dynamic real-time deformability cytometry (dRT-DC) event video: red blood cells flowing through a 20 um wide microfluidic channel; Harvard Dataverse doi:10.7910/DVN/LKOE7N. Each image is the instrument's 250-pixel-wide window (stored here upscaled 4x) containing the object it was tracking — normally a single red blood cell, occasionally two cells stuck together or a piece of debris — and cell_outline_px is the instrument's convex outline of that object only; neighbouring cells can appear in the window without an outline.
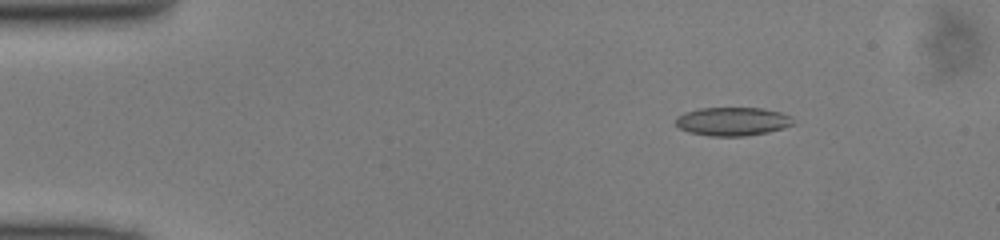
{"species": "common noctule bat (a hibernating species)", "species_latin": "Nyctalus noctula", "temperature_condition": "cold", "stored_images_in_passage": 44, "camera_frame_rate_fps": 3000, "um_per_image_px": 0.085, "animal": {"sex": "male", "body_mass_g": 13.0, "forearm_length_mm": 53.1}, "frame": {"image": 1, "passage_image": 2, "time_ms": 0.333, "image_size_px": [1000, 240], "cell_outline_px": [[796, 124], [784, 128], [768, 132], [748, 136], [708, 136], [688, 132], [680, 128], [676, 124], [676, 116], [684, 112], [700, 108], [764, 108], [780, 112], [792, 116]], "centroid_in_image_um": [62.3, 10.32], "position_along_channel_um": 22.7, "area_um2": 19.83}}
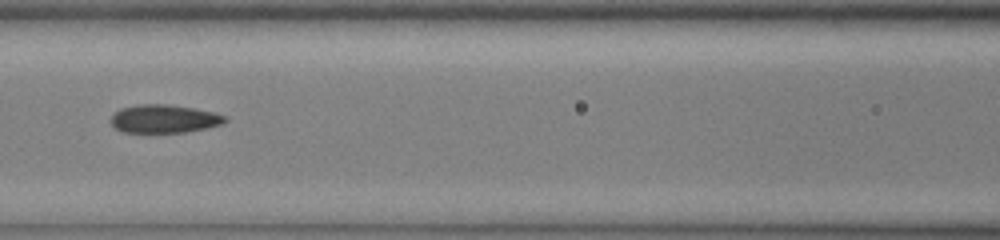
{"frame": {"image": 2, "passage_image": 17, "time_ms": 5.333, "image_size_px": [1000, 240], "cell_outline_px": [[228, 120], [224, 124], [208, 128], [184, 132], [124, 132], [116, 128], [112, 124], [112, 116], [120, 108], [140, 104], [164, 104], [196, 108], [228, 116]], "centroid_in_image_um": [14.02, 10.09], "position_along_channel_um": 152.6, "area_um2": 18.79}}
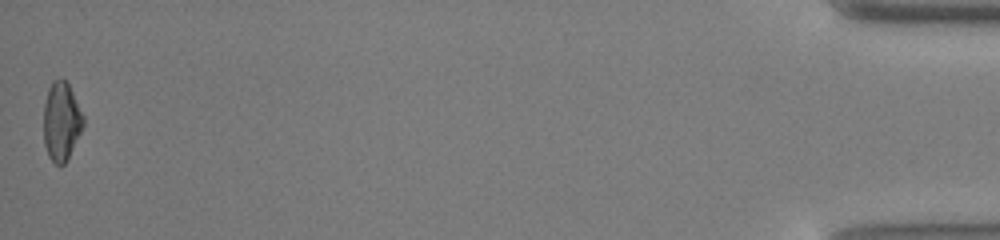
{"frame": {"image": 3, "passage_image": 44, "time_ms": 14.333, "image_size_px": [1000, 240], "cell_outline_px": [[84, 124], [68, 160], [60, 168], [48, 156], [44, 144], [44, 104], [48, 88], [52, 80], [60, 76], [68, 84], [84, 116]], "centroid_in_image_um": [5.21, 10.33], "position_along_channel_um": 430.0, "area_um2": 18.38}}